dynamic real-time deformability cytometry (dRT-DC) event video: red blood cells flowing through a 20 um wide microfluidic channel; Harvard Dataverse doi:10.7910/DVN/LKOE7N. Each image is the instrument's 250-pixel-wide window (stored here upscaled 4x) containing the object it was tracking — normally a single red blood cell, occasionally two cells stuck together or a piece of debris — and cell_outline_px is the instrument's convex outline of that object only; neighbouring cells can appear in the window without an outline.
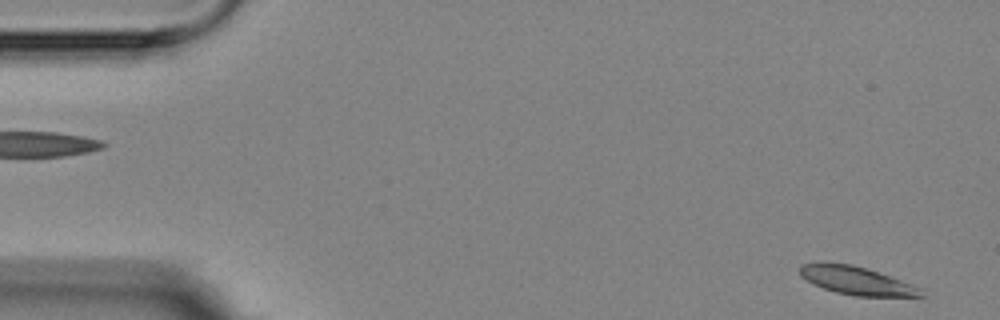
{"species": "Egyptian fruit bat (a non-hibernating species)", "species_latin": "Rousettus aegyptiacus", "temperature_condition": "room temperature", "stored_images_in_passage": 3, "segment_of_instrument_passage": [2, 2], "camera_frame_rate_fps": 3000, "um_per_image_px": 0.085, "animal": {"sex": "female"}, "frame": {"image": 1, "passage_image": 3, "time_ms": 2.333, "image_size_px": [1000, 320], "cell_outline_px": [[924, 296], [856, 296], [836, 292], [812, 284], [800, 276], [800, 264], [852, 264], [868, 268], [924, 288]], "centroid_in_image_um": [72.88, 23.87], "position_along_channel_um": 12.1, "area_um2": 19.71}}